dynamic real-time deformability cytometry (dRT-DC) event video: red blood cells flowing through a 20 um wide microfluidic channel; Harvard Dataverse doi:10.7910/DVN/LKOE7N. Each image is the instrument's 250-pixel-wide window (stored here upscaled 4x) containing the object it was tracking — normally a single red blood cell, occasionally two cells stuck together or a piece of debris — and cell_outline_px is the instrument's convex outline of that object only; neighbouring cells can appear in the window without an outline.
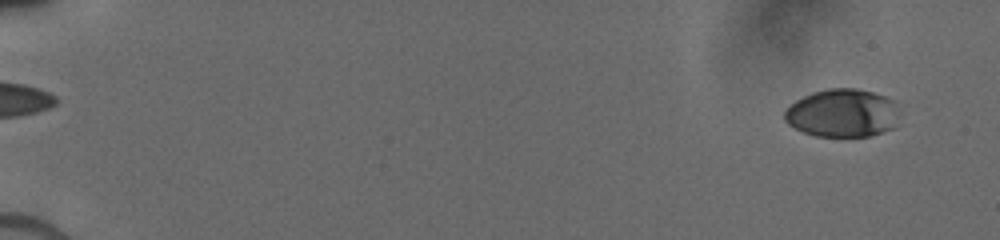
{"species": "human", "species_latin": "Homo sapiens", "temperature_condition": "cold", "stored_images_in_passage": 42, "camera_frame_rate_fps": 3000, "um_per_image_px": 0.085, "donor": {"sex": "male"}, "frame": {"image": 1, "passage_image": 2, "time_ms": 0.667, "image_size_px": [1000, 240], "cell_outline_px": [[900, 112], [892, 128], [868, 136], [816, 136], [804, 132], [788, 124], [784, 120], [784, 112], [796, 100], [812, 92], [828, 88], [856, 88], [872, 92], [896, 100]], "centroid_in_image_um": [71.63, 9.6], "position_along_channel_um": 13.4, "area_um2": 32.25}}
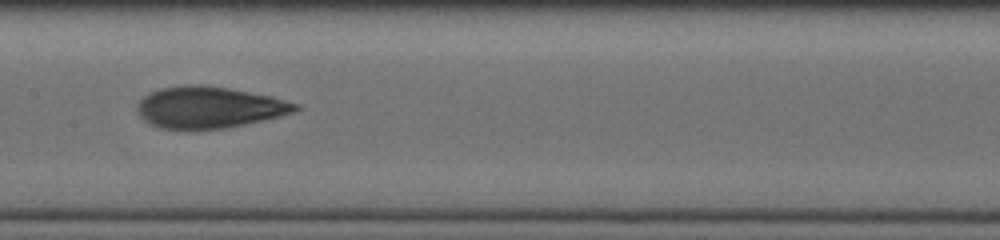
{"frame": {"image": 2, "passage_image": 19, "time_ms": 9.333, "image_size_px": [1000, 240], "cell_outline_px": [[300, 108], [296, 112], [280, 116], [244, 124], [224, 128], [160, 128], [144, 120], [136, 112], [136, 104], [144, 96], [160, 88], [184, 84], [208, 84], [272, 96], [300, 104]], "centroid_in_image_um": [17.79, 9.09], "position_along_channel_um": 189.6, "area_um2": 38.26}}
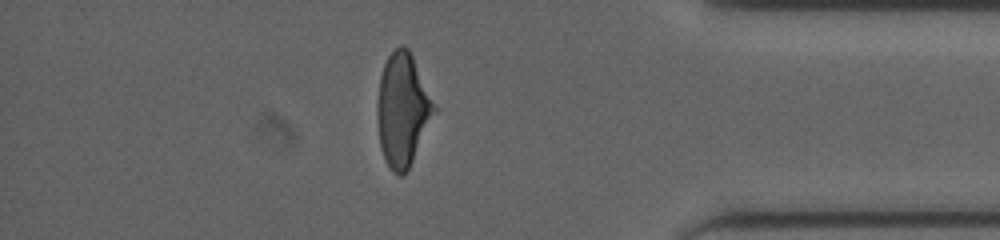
{"frame": {"image": 3, "passage_image": 35, "time_ms": 15.0, "image_size_px": [1000, 240], "cell_outline_px": [[440, 108], [408, 168], [400, 176], [392, 172], [384, 160], [380, 148], [376, 116], [376, 104], [380, 76], [384, 64], [388, 56], [400, 44], [408, 48]], "centroid_in_image_um": [34.25, 9.32], "position_along_channel_um": 400.9, "area_um2": 38.38}}